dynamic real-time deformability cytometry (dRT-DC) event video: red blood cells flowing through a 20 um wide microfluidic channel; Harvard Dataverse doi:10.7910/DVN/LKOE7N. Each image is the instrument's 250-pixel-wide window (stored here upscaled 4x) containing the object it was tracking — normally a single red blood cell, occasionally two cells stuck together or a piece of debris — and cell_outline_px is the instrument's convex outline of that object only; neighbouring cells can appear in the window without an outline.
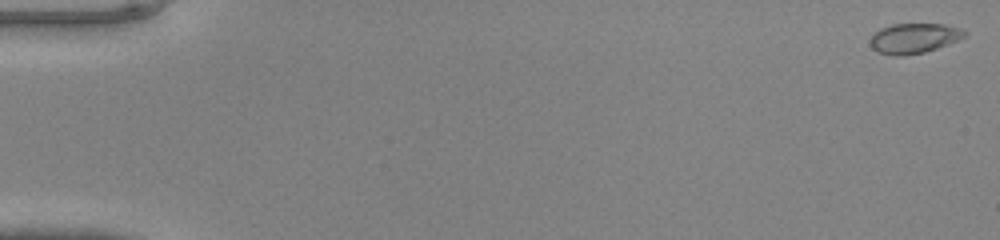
{"species": "common noctule bat (a hibernating species)", "species_latin": "Nyctalus noctula", "temperature_condition": "warm", "stored_images_in_passage": 10, "camera_frame_rate_fps": 3000, "um_per_image_px": 0.085, "animal": {"sex": "male", "body_mass_g": 20.0, "forearm_length_mm": 53.3}, "frame": {"image": 1, "passage_image": 1, "time_ms": 0.0, "image_size_px": [1000, 240], "cell_outline_px": [[968, 32], [964, 36], [948, 44], [924, 52], [904, 56], [896, 56], [876, 52], [872, 48], [872, 36], [880, 28], [892, 24], [944, 24], [964, 28]], "centroid_in_image_um": [77.71, 3.24], "position_along_channel_um": 7.3, "area_um2": 16.47}}